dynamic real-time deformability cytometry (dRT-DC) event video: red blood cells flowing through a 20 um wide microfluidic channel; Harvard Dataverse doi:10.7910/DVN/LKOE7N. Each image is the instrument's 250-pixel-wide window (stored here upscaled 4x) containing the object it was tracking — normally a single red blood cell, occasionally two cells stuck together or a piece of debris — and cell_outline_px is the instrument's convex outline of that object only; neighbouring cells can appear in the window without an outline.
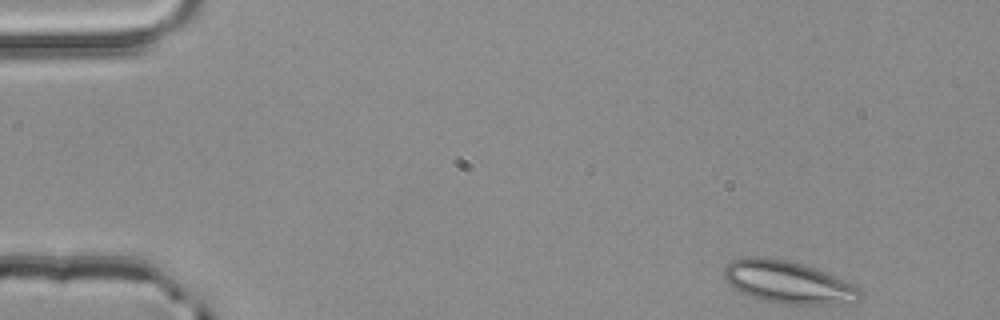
{"species": "common noctule bat (a hibernating species)", "species_latin": "Nyctalus noctula", "temperature_condition": "room temperature", "stored_images_in_passage": 4, "camera_frame_rate_fps": 3000, "um_per_image_px": 0.085, "animal": {"sex": "male", "body_mass_g": 20.4}, "frame": {"image": 1, "passage_image": 1, "time_ms": 0.0, "image_size_px": [1000, 320], "cell_outline_px": [[864, 292], [860, 300], [840, 304], [780, 304], [756, 300], [732, 288], [724, 280], [724, 268], [732, 260], [748, 256], [764, 256], [788, 260], [804, 264], [816, 268], [852, 284], [860, 288]], "centroid_in_image_um": [66.95, 24.0], "position_along_channel_um": 18.0, "area_um2": 34.28}}